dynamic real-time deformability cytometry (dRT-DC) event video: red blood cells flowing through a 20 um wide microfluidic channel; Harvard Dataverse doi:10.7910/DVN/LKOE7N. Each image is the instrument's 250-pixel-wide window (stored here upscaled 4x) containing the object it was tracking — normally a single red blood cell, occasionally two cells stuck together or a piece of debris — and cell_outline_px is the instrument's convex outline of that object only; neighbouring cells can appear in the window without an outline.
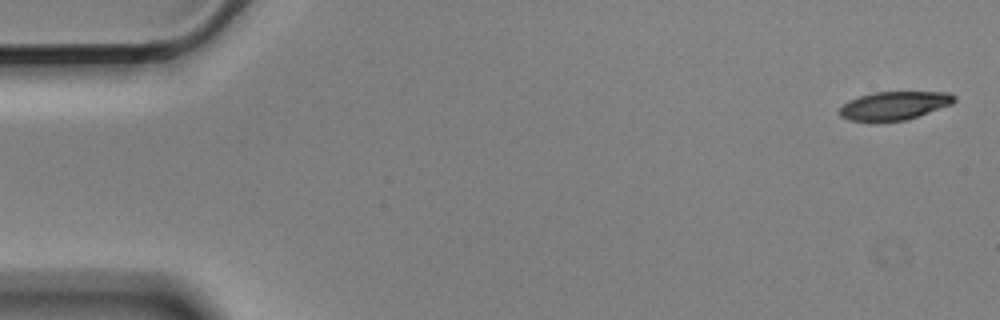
{"species": "Egyptian fruit bat (a non-hibernating species)", "species_latin": "Rousettus aegyptiacus", "temperature_condition": "cold", "stored_images_in_passage": 5, "camera_frame_rate_fps": 3000, "um_per_image_px": 0.085, "animal": {"sex": "male"}, "frame": {"image": 1, "passage_image": 1, "time_ms": 0.0, "image_size_px": [1000, 320], "cell_outline_px": [[956, 100], [952, 104], [908, 120], [876, 124], [872, 124], [848, 120], [840, 116], [840, 108], [848, 100], [860, 96], [876, 92], [948, 92], [956, 96]], "centroid_in_image_um": [75.98, 9.03], "position_along_channel_um": 9.0, "area_um2": 19.65}}
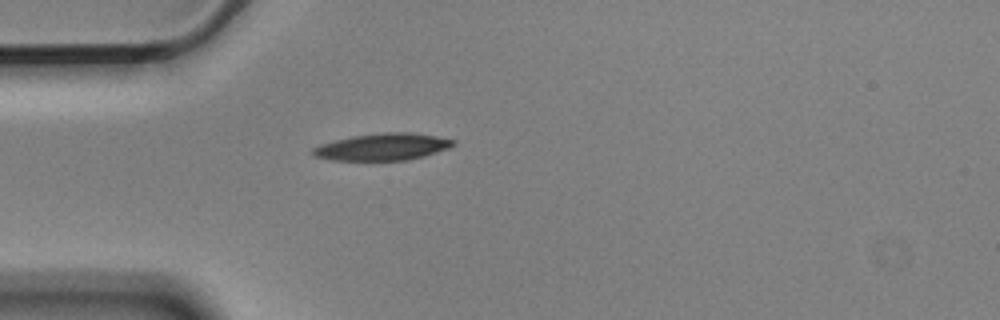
{"frame": {"image": 2, "passage_image": 5, "time_ms": 1.333, "image_size_px": [1000, 320], "cell_outline_px": [[456, 144], [448, 148], [424, 156], [408, 160], [332, 160], [312, 156], [312, 148], [320, 144], [352, 136], [384, 132], [412, 132], [436, 136], [456, 140]], "centroid_in_image_um": [32.52, 12.48], "position_along_channel_um": 52.5, "area_um2": 22.08}}